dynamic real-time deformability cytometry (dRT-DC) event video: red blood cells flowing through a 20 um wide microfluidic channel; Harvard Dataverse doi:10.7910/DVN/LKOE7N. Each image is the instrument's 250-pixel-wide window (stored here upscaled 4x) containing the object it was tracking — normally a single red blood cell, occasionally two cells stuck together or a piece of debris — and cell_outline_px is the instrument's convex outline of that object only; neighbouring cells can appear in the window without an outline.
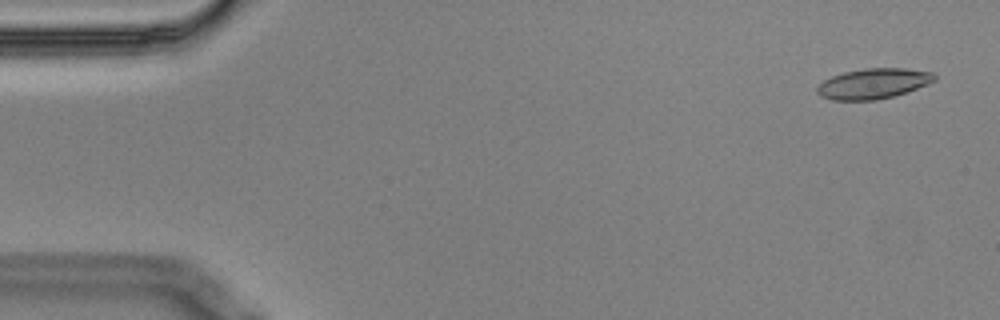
{"species": "Egyptian fruit bat (a non-hibernating species)", "species_latin": "Rousettus aegyptiacus", "temperature_condition": "cold", "stored_images_in_passage": 4, "camera_frame_rate_fps": 3000, "um_per_image_px": 0.085, "animal": {"sex": "male"}, "frame": {"image": 1, "passage_image": 1, "time_ms": 0.0, "image_size_px": [1000, 320], "cell_outline_px": [[936, 80], [928, 84], [908, 92], [876, 100], [832, 100], [820, 96], [816, 92], [816, 88], [824, 80], [832, 76], [844, 72], [864, 68], [904, 68], [932, 72], [936, 76]], "centroid_in_image_um": [74.23, 7.1], "position_along_channel_um": 10.8, "area_um2": 20.81}}
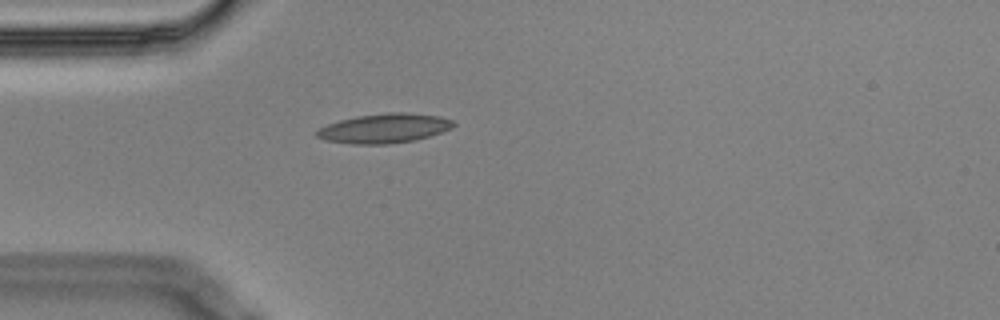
{"frame": {"image": 2, "passage_image": 4, "time_ms": 1.0, "image_size_px": [1000, 320], "cell_outline_px": [[456, 124], [452, 128], [416, 140], [388, 144], [352, 144], [324, 140], [316, 136], [316, 132], [320, 128], [328, 124], [340, 120], [356, 116], [388, 112], [404, 112], [440, 116], [452, 120]], "centroid_in_image_um": [32.67, 10.9], "position_along_channel_um": 52.3, "area_um2": 23.41}}